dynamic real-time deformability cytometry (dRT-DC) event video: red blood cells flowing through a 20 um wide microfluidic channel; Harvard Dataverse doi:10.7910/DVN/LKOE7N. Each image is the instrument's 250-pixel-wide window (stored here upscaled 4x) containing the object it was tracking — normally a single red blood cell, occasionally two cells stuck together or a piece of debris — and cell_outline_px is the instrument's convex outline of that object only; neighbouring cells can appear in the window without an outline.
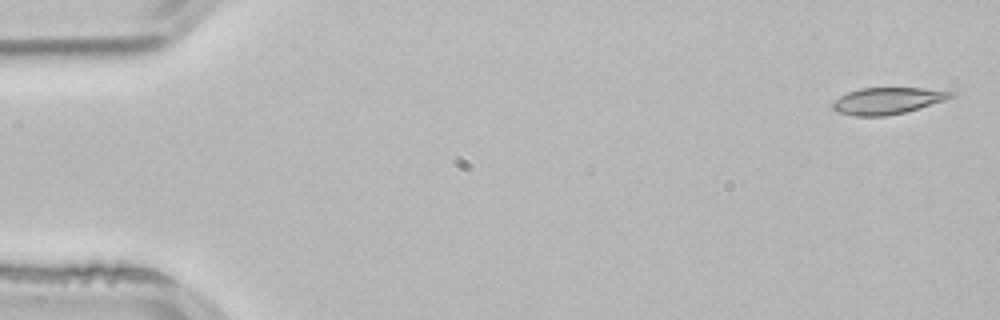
{"species": "common noctule bat (a hibernating species)", "species_latin": "Nyctalus noctula", "temperature_condition": "room temperature", "stored_images_in_passage": 4, "camera_frame_rate_fps": 3000, "um_per_image_px": 0.085, "animal": {"sex": "male", "body_mass_g": 21.5, "forearm_length_mm": 52.0}, "frame": {"image": 1, "passage_image": 1, "time_ms": 0.0, "image_size_px": [1000, 320], "cell_outline_px": [[956, 96], [944, 100], [904, 112], [884, 116], [852, 116], [836, 112], [832, 108], [832, 104], [840, 96], [848, 92], [860, 88], [924, 88], [956, 92]], "centroid_in_image_um": [75.42, 8.56], "position_along_channel_um": 9.6, "area_um2": 18.26}}